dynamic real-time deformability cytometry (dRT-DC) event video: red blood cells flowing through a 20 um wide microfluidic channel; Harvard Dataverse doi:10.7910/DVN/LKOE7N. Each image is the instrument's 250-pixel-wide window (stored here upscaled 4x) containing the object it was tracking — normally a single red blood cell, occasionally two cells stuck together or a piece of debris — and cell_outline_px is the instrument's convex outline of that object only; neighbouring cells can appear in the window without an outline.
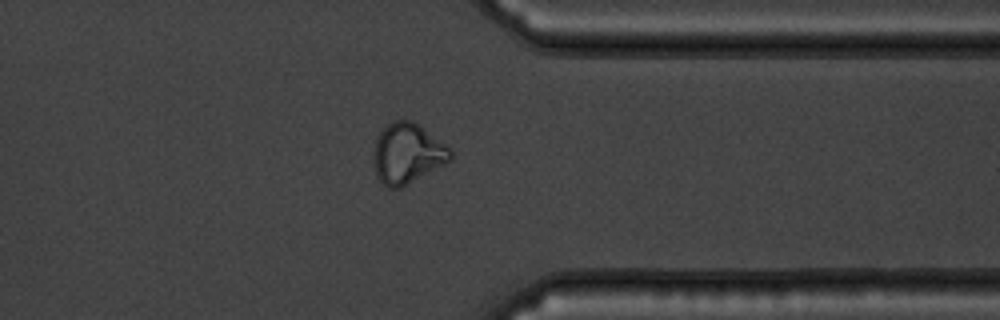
{"species": "common noctule bat (a hibernating species)", "species_latin": "Nyctalus noctula", "temperature_condition": "warm", "stored_images_in_passage": 54, "camera_frame_rate_fps": 3000, "um_per_image_px": 0.085, "animal": {"sex": "male", "body_mass_g": 19.5, "forearm_length_mm": 54.6}, "frame": {"image": 1, "passage_image": 43, "time_ms": 14.0, "image_size_px": [1000, 320], "cell_outline_px": [[452, 160], [400, 188], [388, 188], [376, 176], [376, 140], [380, 132], [392, 120], [412, 120], [448, 144], [452, 152]], "centroid_in_image_um": [34.69, 13.02], "position_along_channel_um": 376.7, "area_um2": 26.65}}
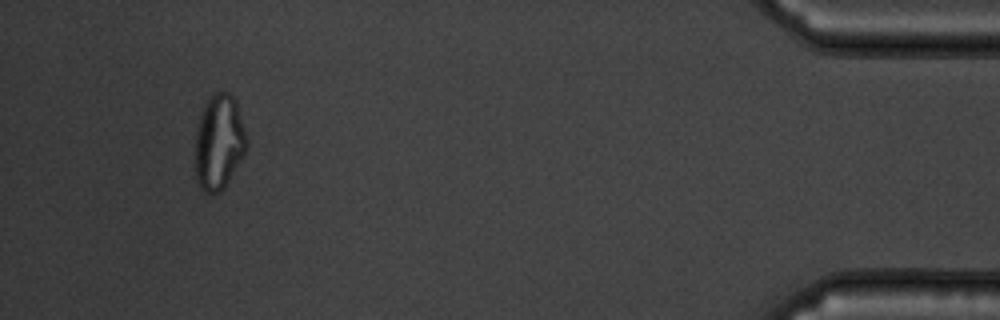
{"frame": {"image": 2, "passage_image": 51, "time_ms": 16.667, "image_size_px": [1000, 320], "cell_outline_px": [[248, 144], [244, 152], [224, 188], [220, 192], [204, 192], [200, 188], [196, 180], [196, 128], [204, 104], [212, 92], [228, 92], [236, 100], [248, 140]], "centroid_in_image_um": [18.6, 12.05], "position_along_channel_um": 416.6, "area_um2": 28.38}, "authors_computed_cell_mechanics": {"area_um2": 28.0619, "velocity_mm_per_s": 3.7859, "shape_relaxation_time_tau1_ms": null, "shape_relaxation_time_tau2_ms": 0.9261, "deformation_change_tau1": null, "deformation_change_tau2": 0.0781}}